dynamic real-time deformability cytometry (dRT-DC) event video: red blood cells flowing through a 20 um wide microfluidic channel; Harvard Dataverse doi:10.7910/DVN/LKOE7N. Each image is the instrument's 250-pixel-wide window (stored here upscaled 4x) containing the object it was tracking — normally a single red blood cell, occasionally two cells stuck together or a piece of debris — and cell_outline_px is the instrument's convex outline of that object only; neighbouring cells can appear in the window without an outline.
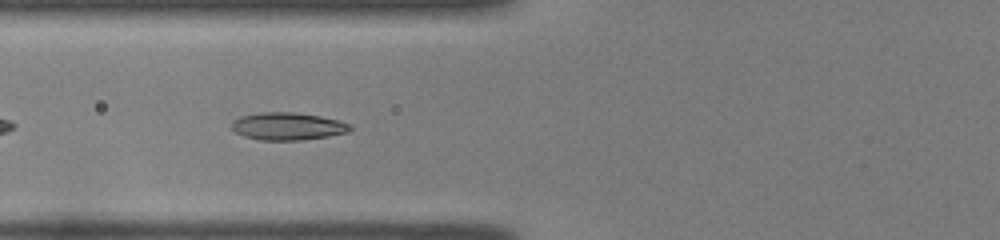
{"species": "common noctule bat (a hibernating species)", "species_latin": "Nyctalus noctula", "temperature_condition": "room temperature", "stored_images_in_passage": 33, "camera_frame_rate_fps": 3000, "um_per_image_px": 0.085, "animal": {"sex": "female", "body_mass_g": 22.0, "forearm_length_mm": 56.7}, "frame": {"image": 1, "passage_image": 3, "time_ms": 0.667, "image_size_px": [1000, 240], "cell_outline_px": [[352, 128], [348, 132], [328, 136], [300, 140], [260, 140], [244, 136], [236, 132], [232, 128], [232, 120], [240, 116], [260, 112], [292, 112], [320, 116], [352, 124]], "centroid_in_image_um": [24.44, 10.73], "position_along_channel_um": 101.4, "area_um2": 18.96}}
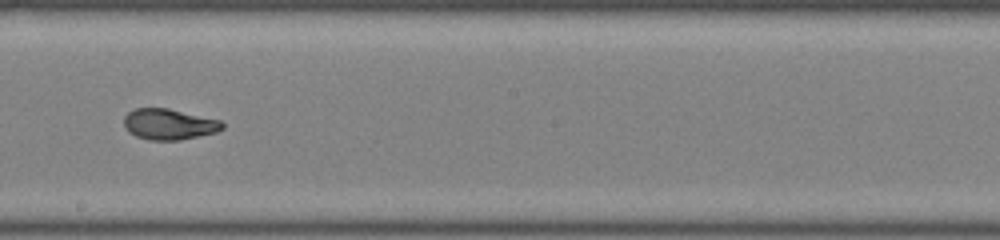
{"frame": {"image": 2, "passage_image": 13, "time_ms": 4.0, "image_size_px": [1000, 240], "cell_outline_px": [[224, 128], [216, 132], [180, 140], [148, 140], [136, 136], [128, 132], [124, 128], [124, 116], [128, 112], [136, 108], [168, 108], [220, 120], [224, 124]], "centroid_in_image_um": [14.34, 10.56], "position_along_channel_um": 233.9, "area_um2": 17.74}}
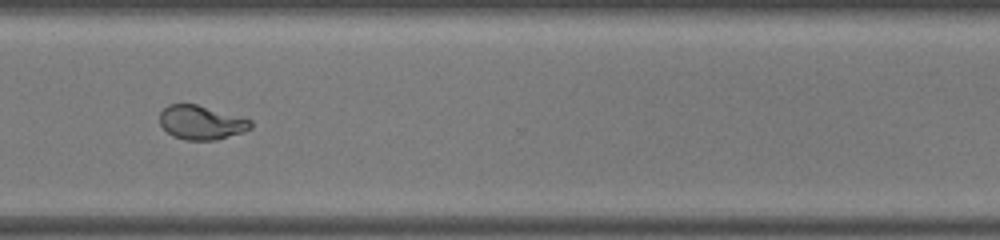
{"frame": {"image": 3, "passage_image": 22, "time_ms": 7.0, "image_size_px": [1000, 240], "cell_outline_px": [[252, 128], [244, 132], [216, 140], [184, 140], [172, 136], [160, 124], [160, 112], [168, 104], [196, 104], [252, 120]], "centroid_in_image_um": [17.11, 10.42], "position_along_channel_um": 353.5, "area_um2": 18.03}, "authors_computed_cell_mechanics": {"area_um2": 18.3226, "velocity_mm_per_s": 3.9808, "shape_relaxation_time_tau1_ms": 9.4339, "shape_relaxation_time_tau2_ms": 0.933, "deformation_change_tau1": 0.263, "deformation_change_tau2": 0.0389}}